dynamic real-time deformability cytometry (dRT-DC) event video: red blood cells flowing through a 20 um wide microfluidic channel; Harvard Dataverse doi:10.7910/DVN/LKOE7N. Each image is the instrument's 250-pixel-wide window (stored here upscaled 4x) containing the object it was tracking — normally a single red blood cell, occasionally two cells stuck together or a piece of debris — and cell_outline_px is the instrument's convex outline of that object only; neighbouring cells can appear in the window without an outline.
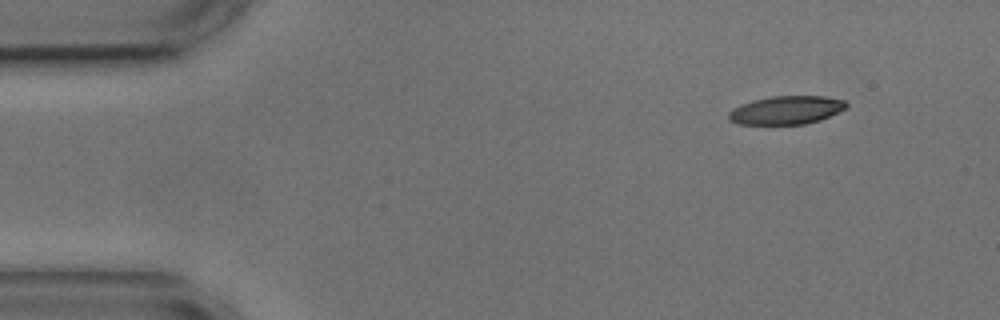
{"species": "common noctule bat (a hibernating species)", "species_latin": "Nyctalus noctula", "temperature_condition": "cold", "stored_images_in_passage": 7, "camera_frame_rate_fps": 3000, "um_per_image_px": 0.085, "animal": {"sex": "male", "body_mass_g": 17.9, "forearm_length_mm": 54.2}, "frame": {"image": 1, "passage_image": 1, "time_ms": 0.0, "image_size_px": [1000, 320], "cell_outline_px": [[848, 104], [844, 108], [820, 120], [804, 124], [736, 124], [728, 120], [728, 112], [740, 104], [752, 100], [772, 96], [824, 96], [844, 100]], "centroid_in_image_um": [66.77, 9.36], "position_along_channel_um": 18.2, "area_um2": 19.36}}